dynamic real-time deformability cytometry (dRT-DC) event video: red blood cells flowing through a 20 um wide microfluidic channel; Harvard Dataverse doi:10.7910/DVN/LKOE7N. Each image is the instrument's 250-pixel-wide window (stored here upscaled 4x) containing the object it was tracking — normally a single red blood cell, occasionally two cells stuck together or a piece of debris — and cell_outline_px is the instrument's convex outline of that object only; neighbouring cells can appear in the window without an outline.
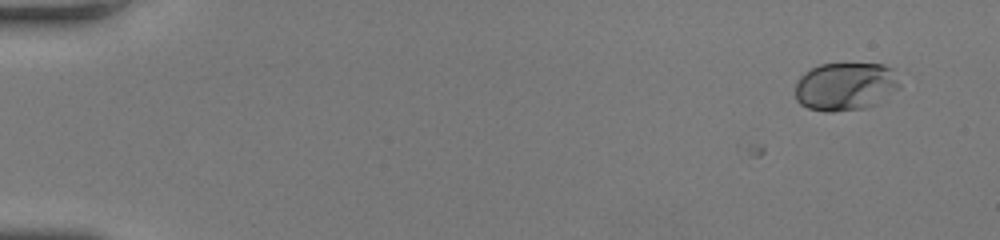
{"species": "human", "species_latin": "Homo sapiens", "temperature_condition": "room temperature", "stored_images_in_passage": 47, "camera_frame_rate_fps": 3000, "um_per_image_px": 0.085, "donor": {"sex": "female"}, "frame": {"image": 1, "passage_image": 1, "time_ms": 0.0, "image_size_px": [1000, 240], "cell_outline_px": [[900, 88], [876, 104], [864, 108], [832, 112], [824, 112], [808, 108], [800, 104], [796, 100], [796, 80], [804, 72], [820, 64], [884, 64], [892, 68], [900, 84]], "centroid_in_image_um": [71.85, 7.35], "position_along_channel_um": 13.2, "area_um2": 29.48}}
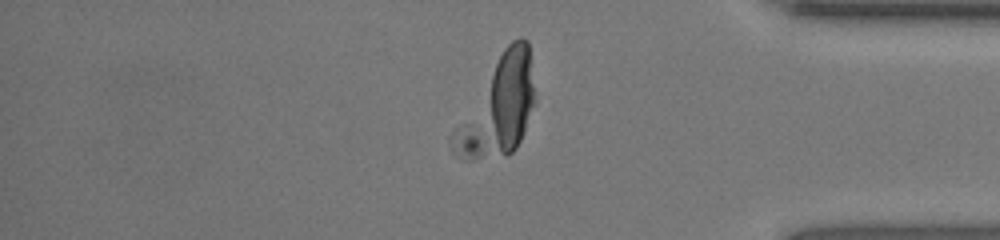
{"frame": {"image": 2, "passage_image": 42, "time_ms": 13.667, "image_size_px": [1000, 240], "cell_outline_px": [[536, 104], [524, 132], [516, 148], [508, 156], [472, 160], [468, 160], [448, 140], [448, 136], [504, 48], [512, 40], [520, 36], [528, 40], [536, 100]], "centroid_in_image_um": [42.38, 9.09], "position_along_channel_um": 392.8, "area_um2": 46.3}}